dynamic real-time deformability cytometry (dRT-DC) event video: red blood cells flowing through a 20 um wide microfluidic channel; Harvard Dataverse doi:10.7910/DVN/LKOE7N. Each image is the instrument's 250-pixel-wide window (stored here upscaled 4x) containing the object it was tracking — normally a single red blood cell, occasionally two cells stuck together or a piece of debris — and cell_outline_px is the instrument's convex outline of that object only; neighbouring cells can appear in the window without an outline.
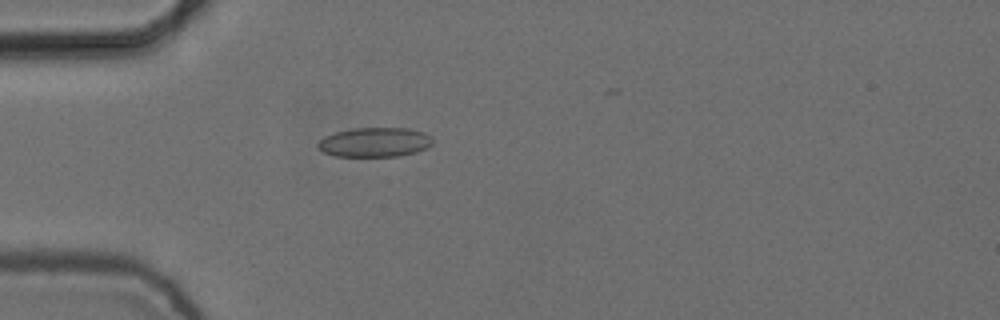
{"species": "common noctule bat (a hibernating species)", "species_latin": "Nyctalus noctula", "temperature_condition": "cold", "stored_images_in_passage": 3, "camera_frame_rate_fps": 3000, "um_per_image_px": 0.085, "animal": {"sex": "female", "body_mass_g": 24.6, "forearm_length_mm": 56.2}, "frame": {"image": 1, "passage_image": 2, "time_ms": 0.333, "image_size_px": [1000, 320], "cell_outline_px": [[432, 144], [416, 152], [400, 156], [336, 156], [324, 152], [316, 144], [324, 136], [336, 132], [352, 128], [408, 128], [424, 132], [432, 140]], "centroid_in_image_um": [31.83, 12.08], "position_along_channel_um": 53.2, "area_um2": 19.54}}